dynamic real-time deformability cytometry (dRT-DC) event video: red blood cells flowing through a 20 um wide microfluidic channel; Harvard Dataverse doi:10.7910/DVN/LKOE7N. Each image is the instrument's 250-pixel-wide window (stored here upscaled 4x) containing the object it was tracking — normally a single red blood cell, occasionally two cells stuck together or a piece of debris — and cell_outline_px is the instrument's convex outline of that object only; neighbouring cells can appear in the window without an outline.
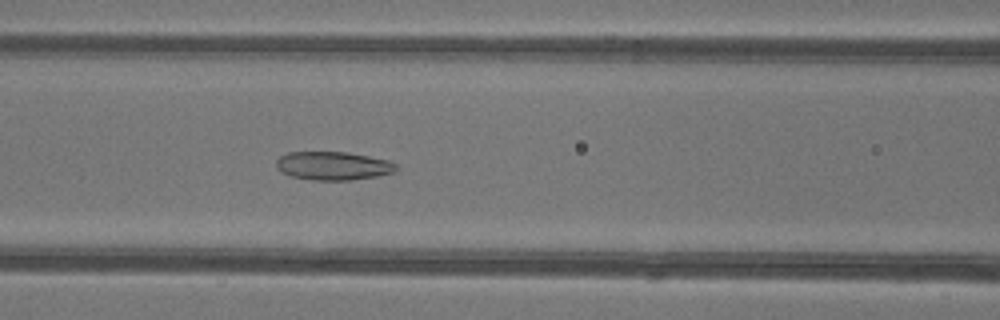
{"species": "common noctule bat (a hibernating species)", "species_latin": "Nyctalus noctula", "temperature_condition": "warm", "stored_images_in_passage": 49, "camera_frame_rate_fps": 3000, "um_per_image_px": 0.085, "animal": {"sex": "female"}, "frame": {"image": 1, "passage_image": 23, "time_ms": 7.333, "image_size_px": [1000, 320], "cell_outline_px": [[396, 168], [392, 172], [376, 176], [352, 180], [312, 180], [292, 176], [280, 172], [276, 168], [276, 160], [280, 156], [288, 152], [348, 152], [388, 160], [396, 164]], "centroid_in_image_um": [28.26, 14.09], "position_along_channel_um": 138.3, "area_um2": 19.83}}
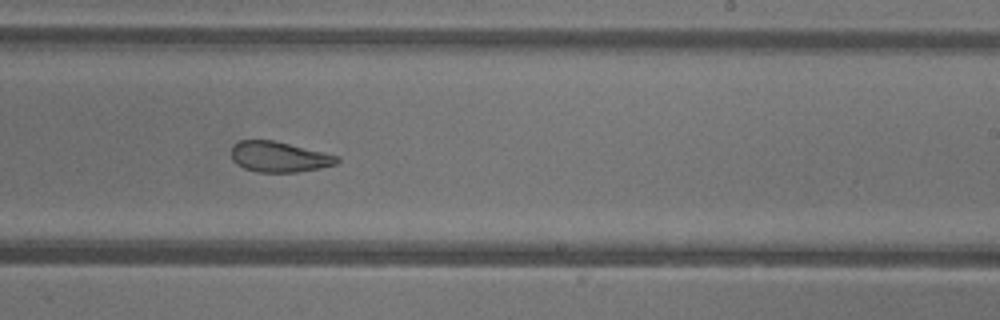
{"frame": {"image": 2, "passage_image": 32, "time_ms": 10.333, "image_size_px": [1000, 320], "cell_outline_px": [[340, 160], [336, 164], [320, 168], [296, 172], [256, 172], [244, 168], [236, 164], [232, 160], [232, 144], [240, 140], [272, 140], [340, 156]], "centroid_in_image_um": [23.71, 13.33], "position_along_channel_um": 265.3, "area_um2": 18.79}}
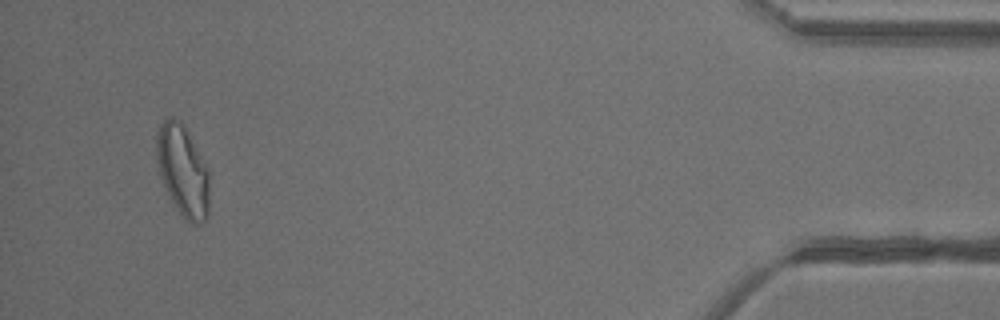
{"frame": {"image": 3, "passage_image": 48, "time_ms": 15.667, "image_size_px": [1000, 320], "cell_outline_px": [[208, 220], [200, 224], [192, 224], [172, 204], [168, 196], [160, 176], [156, 160], [156, 136], [160, 124], [168, 116], [172, 116], [180, 120], [184, 124], [208, 172]], "centroid_in_image_um": [15.5, 14.51], "position_along_channel_um": 419.7, "area_um2": 28.03}, "authors_computed_cell_mechanics": {"area_um2": 24.7384, "velocity_mm_per_s": 4.2386, "shape_relaxation_time_tau1_ms": 8.0481, "shape_relaxation_time_tau2_ms": 1.6034, "deformation_change_tau1": 0.1936, "deformation_change_tau2": 0.0955}}